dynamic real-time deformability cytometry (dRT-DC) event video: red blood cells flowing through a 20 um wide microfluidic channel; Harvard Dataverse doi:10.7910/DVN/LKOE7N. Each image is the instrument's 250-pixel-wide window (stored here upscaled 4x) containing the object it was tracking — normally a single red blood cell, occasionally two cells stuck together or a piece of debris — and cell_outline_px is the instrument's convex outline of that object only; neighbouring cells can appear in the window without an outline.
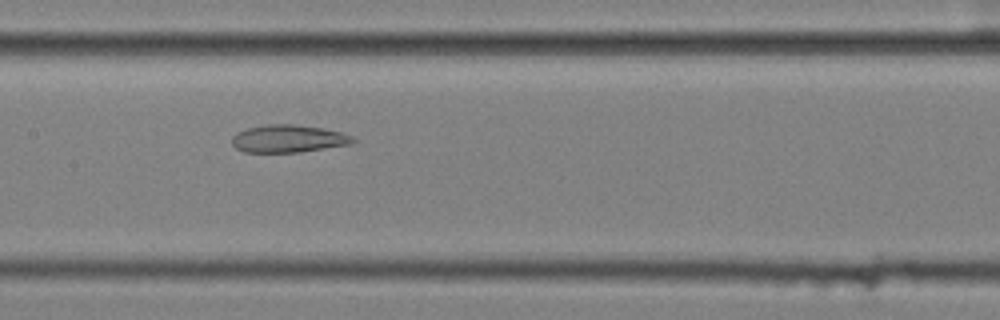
{"species": "common noctule bat (a hibernating species)", "species_latin": "Nyctalus noctula", "temperature_condition": "cold", "stored_images_in_passage": 5, "camera_frame_rate_fps": 3000, "um_per_image_px": 0.085, "animal": {"sex": "female", "body_mass_g": 25.1}, "frame": {"image": 1, "passage_image": 5, "time_ms": 1.333, "image_size_px": [1000, 320], "cell_outline_px": [[356, 140], [352, 144], [300, 152], [244, 152], [236, 148], [232, 144], [232, 136], [236, 132], [248, 128], [268, 124], [292, 124], [324, 128], [340, 132], [352, 136]], "centroid_in_image_um": [24.5, 11.79], "position_along_channel_um": 182.9, "area_um2": 19.48}}